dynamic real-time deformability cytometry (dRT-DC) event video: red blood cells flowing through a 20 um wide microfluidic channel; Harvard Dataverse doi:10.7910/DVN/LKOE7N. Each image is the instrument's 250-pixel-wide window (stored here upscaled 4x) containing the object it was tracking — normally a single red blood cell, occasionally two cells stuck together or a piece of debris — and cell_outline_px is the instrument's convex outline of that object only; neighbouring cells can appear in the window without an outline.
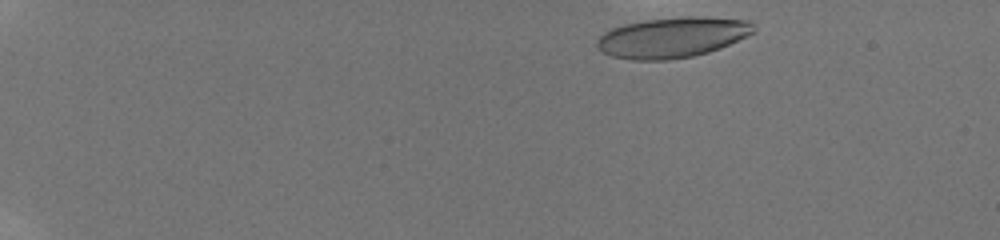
{"species": "human", "species_latin": "Homo sapiens", "temperature_condition": "room temperature", "stored_images_in_passage": 5, "camera_frame_rate_fps": 3000, "um_per_image_px": 0.085, "donor": {"sex": "male"}, "frame": {"image": 1, "passage_image": 3, "time_ms": 0.667, "image_size_px": [1000, 240], "cell_outline_px": [[756, 32], [720, 48], [708, 52], [692, 56], [668, 60], [632, 60], [612, 56], [596, 48], [596, 40], [604, 32], [612, 28], [624, 24], [648, 20], [692, 16], [752, 20], [756, 24]], "centroid_in_image_um": [57.18, 3.18], "position_along_channel_um": 27.8, "area_um2": 36.99}}